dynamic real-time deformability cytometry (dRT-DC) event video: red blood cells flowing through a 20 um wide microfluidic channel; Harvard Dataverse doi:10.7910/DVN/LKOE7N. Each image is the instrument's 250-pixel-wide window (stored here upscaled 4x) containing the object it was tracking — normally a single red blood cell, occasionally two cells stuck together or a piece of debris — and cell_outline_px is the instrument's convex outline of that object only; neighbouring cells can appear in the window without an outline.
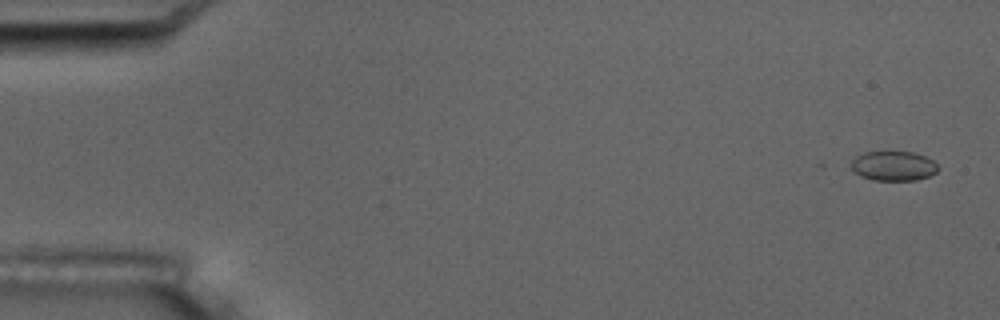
{"species": "common noctule bat (a hibernating species)", "species_latin": "Nyctalus noctula", "temperature_condition": "room temperature", "stored_images_in_passage": 16, "camera_frame_rate_fps": 3000, "um_per_image_px": 0.085, "animal": {"sex": "male", "body_mass_g": 17.5, "forearm_length_mm": 52.3}, "frame": {"image": 1, "passage_image": 1, "time_ms": 0.0, "image_size_px": [1000, 320], "cell_outline_px": [[936, 172], [928, 176], [916, 180], [872, 180], [860, 176], [852, 168], [852, 160], [856, 156], [864, 152], [912, 152], [924, 156], [932, 160], [936, 164]], "centroid_in_image_um": [75.92, 14.11], "position_along_channel_um": 9.1, "area_um2": 14.74}, "authors_computed_cell_mechanics": {"area_um2": 14.739, "velocity_mm_per_s": 3.5208, "shape_relaxation_time_tau1_ms": 3.3067, "shape_relaxation_time_tau2_ms": 1.2056, "deformation_change_tau1": 0.0483, "deformation_change_tau2": 0.0381}}